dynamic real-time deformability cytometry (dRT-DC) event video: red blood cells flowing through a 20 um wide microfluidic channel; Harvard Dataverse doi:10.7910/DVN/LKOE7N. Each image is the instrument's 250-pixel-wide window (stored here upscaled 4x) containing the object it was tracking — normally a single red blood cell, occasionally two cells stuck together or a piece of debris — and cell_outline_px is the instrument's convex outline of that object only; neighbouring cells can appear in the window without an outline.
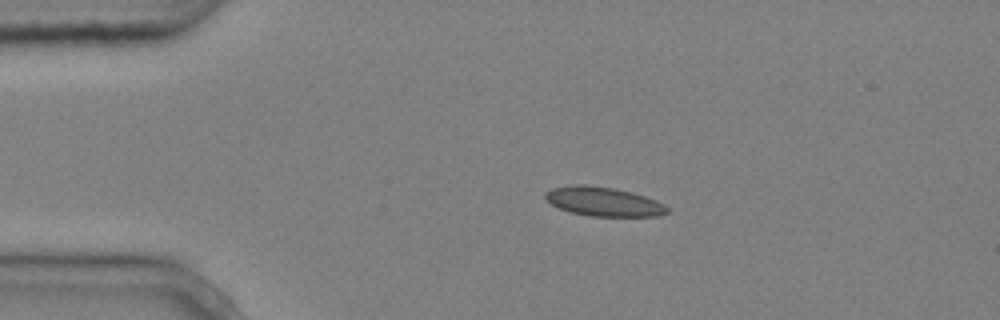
{"species": "common noctule bat (a hibernating species)", "species_latin": "Nyctalus noctula", "temperature_condition": "cold", "stored_images_in_passage": 4, "segment_of_instrument_passage": [1, 2], "camera_frame_rate_fps": 3000, "um_per_image_px": 0.085, "animal": {"sex": "male", "body_mass_g": 20.4}, "frame": {"image": 1, "passage_image": 2, "time_ms": 0.333, "image_size_px": [1000, 320], "cell_outline_px": [[668, 212], [660, 216], [592, 216], [568, 212], [552, 204], [544, 196], [544, 192], [552, 188], [572, 184], [584, 184], [616, 188], [632, 192], [656, 200], [664, 204], [668, 208]], "centroid_in_image_um": [51.29, 17.12], "position_along_channel_um": 33.7, "area_um2": 20.81}}